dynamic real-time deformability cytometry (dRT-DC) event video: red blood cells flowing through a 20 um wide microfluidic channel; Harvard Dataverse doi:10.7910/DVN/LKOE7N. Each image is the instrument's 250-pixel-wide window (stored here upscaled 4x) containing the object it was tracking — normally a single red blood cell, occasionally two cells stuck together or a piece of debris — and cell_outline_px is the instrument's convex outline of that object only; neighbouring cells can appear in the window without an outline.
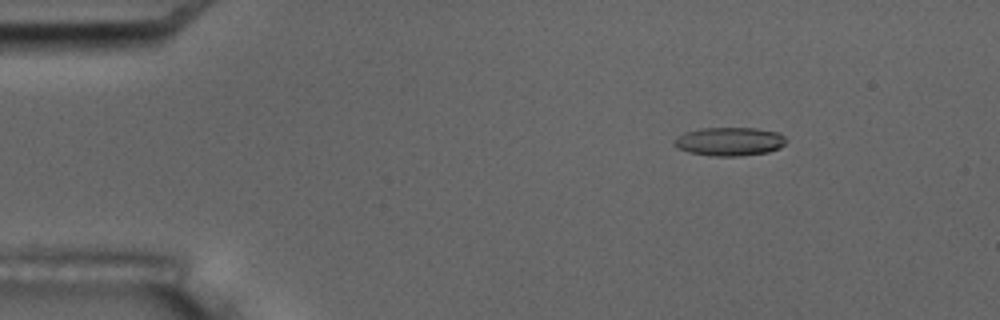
{"species": "common noctule bat (a hibernating species)", "species_latin": "Nyctalus noctula", "temperature_condition": "room temperature", "stored_images_in_passage": 7, "camera_frame_rate_fps": 3000, "um_per_image_px": 0.085, "animal": {"sex": "male", "body_mass_g": 17.5, "forearm_length_mm": 52.3}, "frame": {"image": 1, "passage_image": 3, "time_ms": 2.667, "image_size_px": [1000, 320], "cell_outline_px": [[788, 140], [780, 148], [768, 152], [740, 156], [712, 156], [688, 152], [676, 148], [672, 144], [672, 140], [676, 136], [684, 132], [700, 128], [756, 128], [780, 132]], "centroid_in_image_um": [61.98, 12.02], "position_along_channel_um": 23.0, "area_um2": 19.02}}